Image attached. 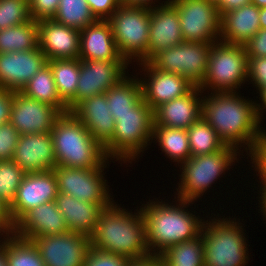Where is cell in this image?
I'll return each instance as SVG.
<instances>
[{
    "instance_id": "cell-1",
    "label": "cell",
    "mask_w": 266,
    "mask_h": 266,
    "mask_svg": "<svg viewBox=\"0 0 266 266\" xmlns=\"http://www.w3.org/2000/svg\"><path fill=\"white\" fill-rule=\"evenodd\" d=\"M207 93V96L203 93L201 116L225 145L242 151V155L245 151L248 156L264 141L265 135V128L256 116L255 99L244 98L240 90Z\"/></svg>"
},
{
    "instance_id": "cell-2",
    "label": "cell",
    "mask_w": 266,
    "mask_h": 266,
    "mask_svg": "<svg viewBox=\"0 0 266 266\" xmlns=\"http://www.w3.org/2000/svg\"><path fill=\"white\" fill-rule=\"evenodd\" d=\"M154 199L149 198L147 204L140 206L146 225V242L150 254L160 255L168 247L194 239L201 234L206 218L196 216L197 212L195 210L193 212L192 208L186 209L190 204H194L193 201L176 197L172 202Z\"/></svg>"
},
{
    "instance_id": "cell-3",
    "label": "cell",
    "mask_w": 266,
    "mask_h": 266,
    "mask_svg": "<svg viewBox=\"0 0 266 266\" xmlns=\"http://www.w3.org/2000/svg\"><path fill=\"white\" fill-rule=\"evenodd\" d=\"M113 202L104 208L94 233L91 246L130 260L150 255L146 242V225L140 208L134 213Z\"/></svg>"
},
{
    "instance_id": "cell-4",
    "label": "cell",
    "mask_w": 266,
    "mask_h": 266,
    "mask_svg": "<svg viewBox=\"0 0 266 266\" xmlns=\"http://www.w3.org/2000/svg\"><path fill=\"white\" fill-rule=\"evenodd\" d=\"M57 166L100 168L107 160L103 146L71 112L62 113L51 130Z\"/></svg>"
},
{
    "instance_id": "cell-5",
    "label": "cell",
    "mask_w": 266,
    "mask_h": 266,
    "mask_svg": "<svg viewBox=\"0 0 266 266\" xmlns=\"http://www.w3.org/2000/svg\"><path fill=\"white\" fill-rule=\"evenodd\" d=\"M214 215L203 223V266H246L251 255L240 218ZM216 216V218H215ZM218 216V217H217ZM220 217V218H219ZM223 217V218H221ZM235 220V221H234ZM242 224V225H241ZM247 241V242H246Z\"/></svg>"
},
{
    "instance_id": "cell-6",
    "label": "cell",
    "mask_w": 266,
    "mask_h": 266,
    "mask_svg": "<svg viewBox=\"0 0 266 266\" xmlns=\"http://www.w3.org/2000/svg\"><path fill=\"white\" fill-rule=\"evenodd\" d=\"M153 127L154 111L142 99L130 112L116 115L112 139L103 147L105 155L120 164H132L152 143Z\"/></svg>"
},
{
    "instance_id": "cell-7",
    "label": "cell",
    "mask_w": 266,
    "mask_h": 266,
    "mask_svg": "<svg viewBox=\"0 0 266 266\" xmlns=\"http://www.w3.org/2000/svg\"><path fill=\"white\" fill-rule=\"evenodd\" d=\"M240 154L242 155V152L236 148L225 145L212 154L191 156L179 165L180 180L176 188L177 193L175 191L172 196L193 202L201 200V196L207 194L213 184L216 185L215 181L225 176L229 169H232L230 166L242 158Z\"/></svg>"
},
{
    "instance_id": "cell-8",
    "label": "cell",
    "mask_w": 266,
    "mask_h": 266,
    "mask_svg": "<svg viewBox=\"0 0 266 266\" xmlns=\"http://www.w3.org/2000/svg\"><path fill=\"white\" fill-rule=\"evenodd\" d=\"M107 21L120 56L129 65L147 62L150 7L121 4Z\"/></svg>"
},
{
    "instance_id": "cell-9",
    "label": "cell",
    "mask_w": 266,
    "mask_h": 266,
    "mask_svg": "<svg viewBox=\"0 0 266 266\" xmlns=\"http://www.w3.org/2000/svg\"><path fill=\"white\" fill-rule=\"evenodd\" d=\"M248 56L244 45L221 40L213 42L208 59L207 72L198 86L203 92H228L247 84Z\"/></svg>"
},
{
    "instance_id": "cell-10",
    "label": "cell",
    "mask_w": 266,
    "mask_h": 266,
    "mask_svg": "<svg viewBox=\"0 0 266 266\" xmlns=\"http://www.w3.org/2000/svg\"><path fill=\"white\" fill-rule=\"evenodd\" d=\"M108 159L100 168L83 169L56 166L53 171L57 180L58 192L70 195L80 201L100 204L104 208L115 200L111 196L104 170L109 166ZM113 197V198H110Z\"/></svg>"
},
{
    "instance_id": "cell-11",
    "label": "cell",
    "mask_w": 266,
    "mask_h": 266,
    "mask_svg": "<svg viewBox=\"0 0 266 266\" xmlns=\"http://www.w3.org/2000/svg\"><path fill=\"white\" fill-rule=\"evenodd\" d=\"M212 43L187 42L157 53L149 62L157 69L182 75L199 86L206 75Z\"/></svg>"
},
{
    "instance_id": "cell-12",
    "label": "cell",
    "mask_w": 266,
    "mask_h": 266,
    "mask_svg": "<svg viewBox=\"0 0 266 266\" xmlns=\"http://www.w3.org/2000/svg\"><path fill=\"white\" fill-rule=\"evenodd\" d=\"M177 9L184 41L213 43L220 40L221 16L214 0H171Z\"/></svg>"
},
{
    "instance_id": "cell-13",
    "label": "cell",
    "mask_w": 266,
    "mask_h": 266,
    "mask_svg": "<svg viewBox=\"0 0 266 266\" xmlns=\"http://www.w3.org/2000/svg\"><path fill=\"white\" fill-rule=\"evenodd\" d=\"M126 61L81 60L76 95L67 103L71 111L81 100L106 93L128 73ZM127 72V73H126Z\"/></svg>"
},
{
    "instance_id": "cell-14",
    "label": "cell",
    "mask_w": 266,
    "mask_h": 266,
    "mask_svg": "<svg viewBox=\"0 0 266 266\" xmlns=\"http://www.w3.org/2000/svg\"><path fill=\"white\" fill-rule=\"evenodd\" d=\"M45 266H84L91 247L90 236L69 231L64 234L35 237Z\"/></svg>"
},
{
    "instance_id": "cell-15",
    "label": "cell",
    "mask_w": 266,
    "mask_h": 266,
    "mask_svg": "<svg viewBox=\"0 0 266 266\" xmlns=\"http://www.w3.org/2000/svg\"><path fill=\"white\" fill-rule=\"evenodd\" d=\"M141 68L140 83L143 100L154 111L161 104L182 97L189 93L195 85L187 78L175 73L163 72L150 62L136 63Z\"/></svg>"
},
{
    "instance_id": "cell-16",
    "label": "cell",
    "mask_w": 266,
    "mask_h": 266,
    "mask_svg": "<svg viewBox=\"0 0 266 266\" xmlns=\"http://www.w3.org/2000/svg\"><path fill=\"white\" fill-rule=\"evenodd\" d=\"M60 115L53 106L31 99L20 91L13 94L9 122L20 135L50 133Z\"/></svg>"
},
{
    "instance_id": "cell-17",
    "label": "cell",
    "mask_w": 266,
    "mask_h": 266,
    "mask_svg": "<svg viewBox=\"0 0 266 266\" xmlns=\"http://www.w3.org/2000/svg\"><path fill=\"white\" fill-rule=\"evenodd\" d=\"M58 193L54 171L26 173L9 206L10 217L15 224L29 210L55 200Z\"/></svg>"
},
{
    "instance_id": "cell-18",
    "label": "cell",
    "mask_w": 266,
    "mask_h": 266,
    "mask_svg": "<svg viewBox=\"0 0 266 266\" xmlns=\"http://www.w3.org/2000/svg\"><path fill=\"white\" fill-rule=\"evenodd\" d=\"M47 64L41 49L0 53V88L21 91Z\"/></svg>"
},
{
    "instance_id": "cell-19",
    "label": "cell",
    "mask_w": 266,
    "mask_h": 266,
    "mask_svg": "<svg viewBox=\"0 0 266 266\" xmlns=\"http://www.w3.org/2000/svg\"><path fill=\"white\" fill-rule=\"evenodd\" d=\"M184 42L176 7L168 2L150 7L147 62L157 53Z\"/></svg>"
},
{
    "instance_id": "cell-20",
    "label": "cell",
    "mask_w": 266,
    "mask_h": 266,
    "mask_svg": "<svg viewBox=\"0 0 266 266\" xmlns=\"http://www.w3.org/2000/svg\"><path fill=\"white\" fill-rule=\"evenodd\" d=\"M12 160L25 173L53 170L57 164L51 133L20 135Z\"/></svg>"
},
{
    "instance_id": "cell-21",
    "label": "cell",
    "mask_w": 266,
    "mask_h": 266,
    "mask_svg": "<svg viewBox=\"0 0 266 266\" xmlns=\"http://www.w3.org/2000/svg\"><path fill=\"white\" fill-rule=\"evenodd\" d=\"M38 39L47 60L79 58L80 30L43 19L38 21Z\"/></svg>"
},
{
    "instance_id": "cell-22",
    "label": "cell",
    "mask_w": 266,
    "mask_h": 266,
    "mask_svg": "<svg viewBox=\"0 0 266 266\" xmlns=\"http://www.w3.org/2000/svg\"><path fill=\"white\" fill-rule=\"evenodd\" d=\"M69 232L55 200L43 203L26 212L15 224L14 235L26 240L35 237L64 234Z\"/></svg>"
},
{
    "instance_id": "cell-23",
    "label": "cell",
    "mask_w": 266,
    "mask_h": 266,
    "mask_svg": "<svg viewBox=\"0 0 266 266\" xmlns=\"http://www.w3.org/2000/svg\"><path fill=\"white\" fill-rule=\"evenodd\" d=\"M202 93L195 86L186 95L161 104L154 110V126L188 129L201 117Z\"/></svg>"
},
{
    "instance_id": "cell-24",
    "label": "cell",
    "mask_w": 266,
    "mask_h": 266,
    "mask_svg": "<svg viewBox=\"0 0 266 266\" xmlns=\"http://www.w3.org/2000/svg\"><path fill=\"white\" fill-rule=\"evenodd\" d=\"M109 108L103 93L81 100L71 110L103 147L112 139L115 130V120Z\"/></svg>"
},
{
    "instance_id": "cell-25",
    "label": "cell",
    "mask_w": 266,
    "mask_h": 266,
    "mask_svg": "<svg viewBox=\"0 0 266 266\" xmlns=\"http://www.w3.org/2000/svg\"><path fill=\"white\" fill-rule=\"evenodd\" d=\"M79 59L125 61L117 50L107 20H96L80 31Z\"/></svg>"
},
{
    "instance_id": "cell-26",
    "label": "cell",
    "mask_w": 266,
    "mask_h": 266,
    "mask_svg": "<svg viewBox=\"0 0 266 266\" xmlns=\"http://www.w3.org/2000/svg\"><path fill=\"white\" fill-rule=\"evenodd\" d=\"M260 29L259 8L250 3L221 15L220 40L245 45Z\"/></svg>"
},
{
    "instance_id": "cell-27",
    "label": "cell",
    "mask_w": 266,
    "mask_h": 266,
    "mask_svg": "<svg viewBox=\"0 0 266 266\" xmlns=\"http://www.w3.org/2000/svg\"><path fill=\"white\" fill-rule=\"evenodd\" d=\"M55 202L62 213L69 231L91 236L99 221L103 206L91 202L80 201L70 195L57 193Z\"/></svg>"
},
{
    "instance_id": "cell-28",
    "label": "cell",
    "mask_w": 266,
    "mask_h": 266,
    "mask_svg": "<svg viewBox=\"0 0 266 266\" xmlns=\"http://www.w3.org/2000/svg\"><path fill=\"white\" fill-rule=\"evenodd\" d=\"M20 92L31 99L53 106L61 114L69 112L67 104L58 94L48 63L31 78Z\"/></svg>"
},
{
    "instance_id": "cell-29",
    "label": "cell",
    "mask_w": 266,
    "mask_h": 266,
    "mask_svg": "<svg viewBox=\"0 0 266 266\" xmlns=\"http://www.w3.org/2000/svg\"><path fill=\"white\" fill-rule=\"evenodd\" d=\"M151 142L158 143L164 155L177 162L178 167L191 157L187 129L154 126Z\"/></svg>"
},
{
    "instance_id": "cell-30",
    "label": "cell",
    "mask_w": 266,
    "mask_h": 266,
    "mask_svg": "<svg viewBox=\"0 0 266 266\" xmlns=\"http://www.w3.org/2000/svg\"><path fill=\"white\" fill-rule=\"evenodd\" d=\"M131 76L128 74L105 93L110 113L115 121L116 115L130 112L143 99L140 79L136 77L138 75Z\"/></svg>"
},
{
    "instance_id": "cell-31",
    "label": "cell",
    "mask_w": 266,
    "mask_h": 266,
    "mask_svg": "<svg viewBox=\"0 0 266 266\" xmlns=\"http://www.w3.org/2000/svg\"><path fill=\"white\" fill-rule=\"evenodd\" d=\"M39 47L38 21L0 30V53L34 50Z\"/></svg>"
},
{
    "instance_id": "cell-32",
    "label": "cell",
    "mask_w": 266,
    "mask_h": 266,
    "mask_svg": "<svg viewBox=\"0 0 266 266\" xmlns=\"http://www.w3.org/2000/svg\"><path fill=\"white\" fill-rule=\"evenodd\" d=\"M60 98L67 104L75 95L80 76V59L47 60Z\"/></svg>"
},
{
    "instance_id": "cell-33",
    "label": "cell",
    "mask_w": 266,
    "mask_h": 266,
    "mask_svg": "<svg viewBox=\"0 0 266 266\" xmlns=\"http://www.w3.org/2000/svg\"><path fill=\"white\" fill-rule=\"evenodd\" d=\"M0 237V243L6 248L8 266H45L38 248L31 240L11 234Z\"/></svg>"
},
{
    "instance_id": "cell-34",
    "label": "cell",
    "mask_w": 266,
    "mask_h": 266,
    "mask_svg": "<svg viewBox=\"0 0 266 266\" xmlns=\"http://www.w3.org/2000/svg\"><path fill=\"white\" fill-rule=\"evenodd\" d=\"M202 233L191 240L168 247L160 255L164 266H203Z\"/></svg>"
},
{
    "instance_id": "cell-35",
    "label": "cell",
    "mask_w": 266,
    "mask_h": 266,
    "mask_svg": "<svg viewBox=\"0 0 266 266\" xmlns=\"http://www.w3.org/2000/svg\"><path fill=\"white\" fill-rule=\"evenodd\" d=\"M187 132L191 156L212 154L225 146L202 116L187 129Z\"/></svg>"
},
{
    "instance_id": "cell-36",
    "label": "cell",
    "mask_w": 266,
    "mask_h": 266,
    "mask_svg": "<svg viewBox=\"0 0 266 266\" xmlns=\"http://www.w3.org/2000/svg\"><path fill=\"white\" fill-rule=\"evenodd\" d=\"M53 19L80 31L96 21L86 0H60Z\"/></svg>"
},
{
    "instance_id": "cell-37",
    "label": "cell",
    "mask_w": 266,
    "mask_h": 266,
    "mask_svg": "<svg viewBox=\"0 0 266 266\" xmlns=\"http://www.w3.org/2000/svg\"><path fill=\"white\" fill-rule=\"evenodd\" d=\"M26 173L13 160L0 161V199L10 206Z\"/></svg>"
},
{
    "instance_id": "cell-38",
    "label": "cell",
    "mask_w": 266,
    "mask_h": 266,
    "mask_svg": "<svg viewBox=\"0 0 266 266\" xmlns=\"http://www.w3.org/2000/svg\"><path fill=\"white\" fill-rule=\"evenodd\" d=\"M31 20L28 0H0V30Z\"/></svg>"
},
{
    "instance_id": "cell-39",
    "label": "cell",
    "mask_w": 266,
    "mask_h": 266,
    "mask_svg": "<svg viewBox=\"0 0 266 266\" xmlns=\"http://www.w3.org/2000/svg\"><path fill=\"white\" fill-rule=\"evenodd\" d=\"M20 133L10 123L0 125V161L12 160Z\"/></svg>"
},
{
    "instance_id": "cell-40",
    "label": "cell",
    "mask_w": 266,
    "mask_h": 266,
    "mask_svg": "<svg viewBox=\"0 0 266 266\" xmlns=\"http://www.w3.org/2000/svg\"><path fill=\"white\" fill-rule=\"evenodd\" d=\"M130 259L90 247L84 266H128Z\"/></svg>"
},
{
    "instance_id": "cell-41",
    "label": "cell",
    "mask_w": 266,
    "mask_h": 266,
    "mask_svg": "<svg viewBox=\"0 0 266 266\" xmlns=\"http://www.w3.org/2000/svg\"><path fill=\"white\" fill-rule=\"evenodd\" d=\"M247 81L257 93L266 87V57H248Z\"/></svg>"
},
{
    "instance_id": "cell-42",
    "label": "cell",
    "mask_w": 266,
    "mask_h": 266,
    "mask_svg": "<svg viewBox=\"0 0 266 266\" xmlns=\"http://www.w3.org/2000/svg\"><path fill=\"white\" fill-rule=\"evenodd\" d=\"M60 0H30V16L35 21L52 19Z\"/></svg>"
},
{
    "instance_id": "cell-43",
    "label": "cell",
    "mask_w": 266,
    "mask_h": 266,
    "mask_svg": "<svg viewBox=\"0 0 266 266\" xmlns=\"http://www.w3.org/2000/svg\"><path fill=\"white\" fill-rule=\"evenodd\" d=\"M96 20H108L119 8V0H86Z\"/></svg>"
},
{
    "instance_id": "cell-44",
    "label": "cell",
    "mask_w": 266,
    "mask_h": 266,
    "mask_svg": "<svg viewBox=\"0 0 266 266\" xmlns=\"http://www.w3.org/2000/svg\"><path fill=\"white\" fill-rule=\"evenodd\" d=\"M248 157H251V159L247 161L250 162L252 164L251 167L255 169L254 171L256 174L253 175L259 176L258 179H260V181H258V183L266 184V142L262 141Z\"/></svg>"
},
{
    "instance_id": "cell-45",
    "label": "cell",
    "mask_w": 266,
    "mask_h": 266,
    "mask_svg": "<svg viewBox=\"0 0 266 266\" xmlns=\"http://www.w3.org/2000/svg\"><path fill=\"white\" fill-rule=\"evenodd\" d=\"M244 47L248 57H266V29H260Z\"/></svg>"
},
{
    "instance_id": "cell-46",
    "label": "cell",
    "mask_w": 266,
    "mask_h": 266,
    "mask_svg": "<svg viewBox=\"0 0 266 266\" xmlns=\"http://www.w3.org/2000/svg\"><path fill=\"white\" fill-rule=\"evenodd\" d=\"M15 91L0 88V125L10 121L13 94Z\"/></svg>"
},
{
    "instance_id": "cell-47",
    "label": "cell",
    "mask_w": 266,
    "mask_h": 266,
    "mask_svg": "<svg viewBox=\"0 0 266 266\" xmlns=\"http://www.w3.org/2000/svg\"><path fill=\"white\" fill-rule=\"evenodd\" d=\"M14 231V223L9 214V206L0 199V236L11 234Z\"/></svg>"
},
{
    "instance_id": "cell-48",
    "label": "cell",
    "mask_w": 266,
    "mask_h": 266,
    "mask_svg": "<svg viewBox=\"0 0 266 266\" xmlns=\"http://www.w3.org/2000/svg\"><path fill=\"white\" fill-rule=\"evenodd\" d=\"M220 16L228 11L240 8L241 6L248 5L251 0H214Z\"/></svg>"
},
{
    "instance_id": "cell-49",
    "label": "cell",
    "mask_w": 266,
    "mask_h": 266,
    "mask_svg": "<svg viewBox=\"0 0 266 266\" xmlns=\"http://www.w3.org/2000/svg\"><path fill=\"white\" fill-rule=\"evenodd\" d=\"M128 266H164L161 255L150 254L145 257L130 260Z\"/></svg>"
},
{
    "instance_id": "cell-50",
    "label": "cell",
    "mask_w": 266,
    "mask_h": 266,
    "mask_svg": "<svg viewBox=\"0 0 266 266\" xmlns=\"http://www.w3.org/2000/svg\"><path fill=\"white\" fill-rule=\"evenodd\" d=\"M258 94H259L258 96H260L259 100L261 102L259 103V100L258 101L256 100L255 106H256V116L261 124V121L265 119L263 113L266 112V110H264L266 109V87L263 88Z\"/></svg>"
},
{
    "instance_id": "cell-51",
    "label": "cell",
    "mask_w": 266,
    "mask_h": 266,
    "mask_svg": "<svg viewBox=\"0 0 266 266\" xmlns=\"http://www.w3.org/2000/svg\"><path fill=\"white\" fill-rule=\"evenodd\" d=\"M259 187H260V191L257 190L259 193H258V199H259V208L258 209L261 214L263 215V220H266V184H259ZM261 195V196H259Z\"/></svg>"
},
{
    "instance_id": "cell-52",
    "label": "cell",
    "mask_w": 266,
    "mask_h": 266,
    "mask_svg": "<svg viewBox=\"0 0 266 266\" xmlns=\"http://www.w3.org/2000/svg\"><path fill=\"white\" fill-rule=\"evenodd\" d=\"M121 2V4H126V5H142V6H153L152 4L154 3L155 5L156 2L159 4H166L168 2H170L171 0H166V1H161V0H119ZM161 1L162 3L158 2Z\"/></svg>"
},
{
    "instance_id": "cell-53",
    "label": "cell",
    "mask_w": 266,
    "mask_h": 266,
    "mask_svg": "<svg viewBox=\"0 0 266 266\" xmlns=\"http://www.w3.org/2000/svg\"><path fill=\"white\" fill-rule=\"evenodd\" d=\"M259 22L261 29H266V7L259 8Z\"/></svg>"
},
{
    "instance_id": "cell-54",
    "label": "cell",
    "mask_w": 266,
    "mask_h": 266,
    "mask_svg": "<svg viewBox=\"0 0 266 266\" xmlns=\"http://www.w3.org/2000/svg\"><path fill=\"white\" fill-rule=\"evenodd\" d=\"M0 266H8L6 248L0 243Z\"/></svg>"
},
{
    "instance_id": "cell-55",
    "label": "cell",
    "mask_w": 266,
    "mask_h": 266,
    "mask_svg": "<svg viewBox=\"0 0 266 266\" xmlns=\"http://www.w3.org/2000/svg\"><path fill=\"white\" fill-rule=\"evenodd\" d=\"M251 3L256 5L258 8L266 7V0H251Z\"/></svg>"
},
{
    "instance_id": "cell-56",
    "label": "cell",
    "mask_w": 266,
    "mask_h": 266,
    "mask_svg": "<svg viewBox=\"0 0 266 266\" xmlns=\"http://www.w3.org/2000/svg\"><path fill=\"white\" fill-rule=\"evenodd\" d=\"M264 141L266 142V131H265V135H264Z\"/></svg>"
}]
</instances>
